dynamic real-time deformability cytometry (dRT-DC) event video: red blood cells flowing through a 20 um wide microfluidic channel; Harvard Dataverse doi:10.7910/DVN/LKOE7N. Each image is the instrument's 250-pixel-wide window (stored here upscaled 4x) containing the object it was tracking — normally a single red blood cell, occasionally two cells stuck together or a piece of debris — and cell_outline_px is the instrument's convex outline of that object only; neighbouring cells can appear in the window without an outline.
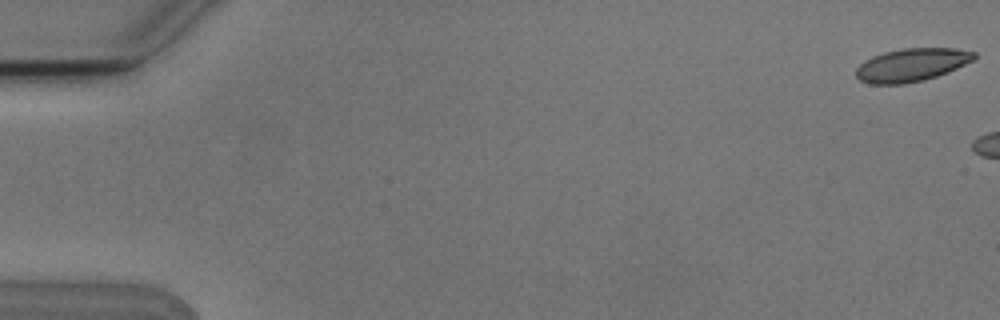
{"species": "Egyptian fruit bat (a non-hibernating species)", "species_latin": "Rousettus aegyptiacus", "temperature_condition": "cold", "stored_images_in_passage": 3, "camera_frame_rate_fps": 3000, "um_per_image_px": 0.085, "animal": {"sex": "male"}, "frame": {"image": 1, "passage_image": 1, "time_ms": 0.0, "image_size_px": [1000, 320], "cell_outline_px": [[976, 56], [972, 60], [948, 72], [924, 80], [904, 84], [868, 84], [860, 80], [856, 76], [856, 68], [864, 60], [872, 56], [884, 52], [904, 48], [952, 48], [976, 52]], "centroid_in_image_um": [77.45, 5.52], "position_along_channel_um": 7.6, "area_um2": 22.72}}